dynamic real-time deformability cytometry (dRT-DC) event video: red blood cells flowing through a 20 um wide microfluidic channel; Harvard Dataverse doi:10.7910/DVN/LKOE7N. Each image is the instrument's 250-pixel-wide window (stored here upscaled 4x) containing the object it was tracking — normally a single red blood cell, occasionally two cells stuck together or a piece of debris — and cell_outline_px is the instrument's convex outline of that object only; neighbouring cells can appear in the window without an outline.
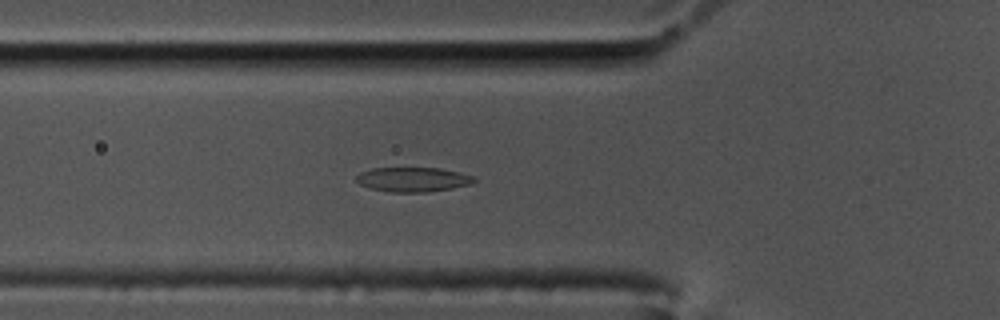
{"species": "common noctule bat (a hibernating species)", "species_latin": "Nyctalus noctula", "temperature_condition": "cold", "stored_images_in_passage": 49, "camera_frame_rate_fps": 3000, "um_per_image_px": 0.085, "animal": {"sex": "male", "body_mass_g": 17.5, "forearm_length_mm": 52.3}, "frame": {"image": 1, "passage_image": 16, "time_ms": 5.0, "image_size_px": [1000, 320], "cell_outline_px": [[476, 180], [472, 184], [452, 188], [428, 192], [392, 192], [368, 188], [360, 184], [356, 180], [356, 176], [360, 172], [372, 168], [440, 168], [476, 176]], "centroid_in_image_um": [35.11, 15.25], "position_along_channel_um": 90.7, "area_um2": 16.94}}
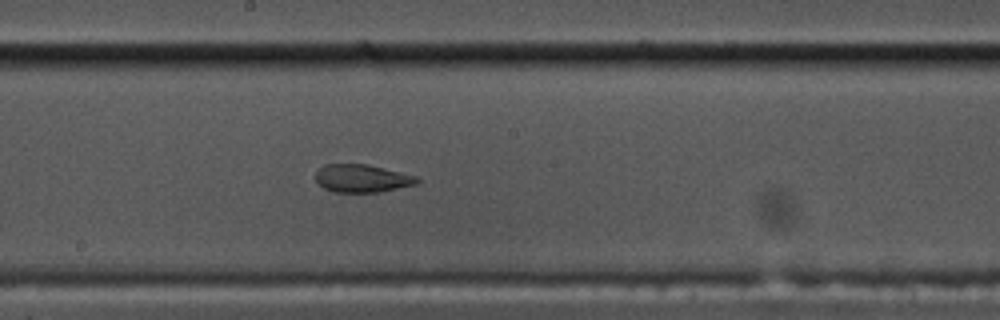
{"frame": {"image": 2, "passage_image": 27, "time_ms": 8.667, "image_size_px": [1000, 320], "cell_outline_px": [[420, 180], [416, 184], [380, 192], [332, 192], [324, 188], [316, 180], [316, 172], [324, 164], [368, 164], [420, 176]], "centroid_in_image_um": [30.81, 15.15], "position_along_channel_um": 217.4, "area_um2": 16.65}}
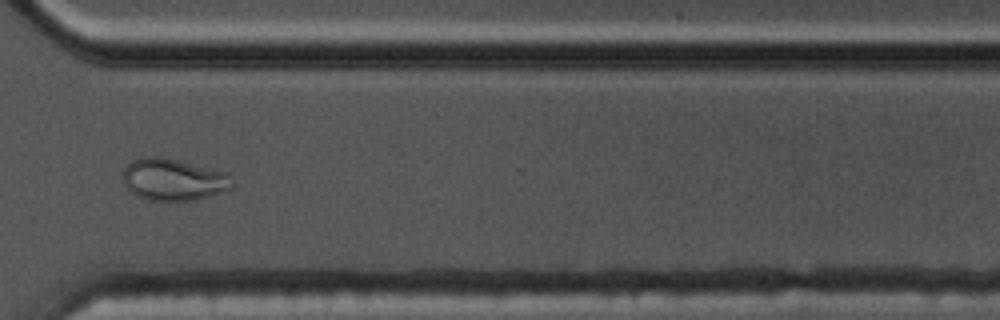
{"frame": {"image": 3, "passage_image": 39, "time_ms": 12.667, "image_size_px": [1000, 320], "cell_outline_px": [[232, 188], [196, 200], [148, 200], [136, 196], [124, 184], [124, 168], [132, 160], [144, 156], [156, 156], [176, 160], [228, 172], [232, 176]], "centroid_in_image_um": [14.75, 15.26], "position_along_channel_um": 355.9, "area_um2": 26.53}, "authors_computed_cell_mechanics": {"area_um2": 17.4556, "velocity_mm_per_s": 3.4572, "shape_relaxation_time_tau1_ms": null, "shape_relaxation_time_tau2_ms": 1.3728, "deformation_change_tau1": null, "deformation_change_tau2": 0.0583}}